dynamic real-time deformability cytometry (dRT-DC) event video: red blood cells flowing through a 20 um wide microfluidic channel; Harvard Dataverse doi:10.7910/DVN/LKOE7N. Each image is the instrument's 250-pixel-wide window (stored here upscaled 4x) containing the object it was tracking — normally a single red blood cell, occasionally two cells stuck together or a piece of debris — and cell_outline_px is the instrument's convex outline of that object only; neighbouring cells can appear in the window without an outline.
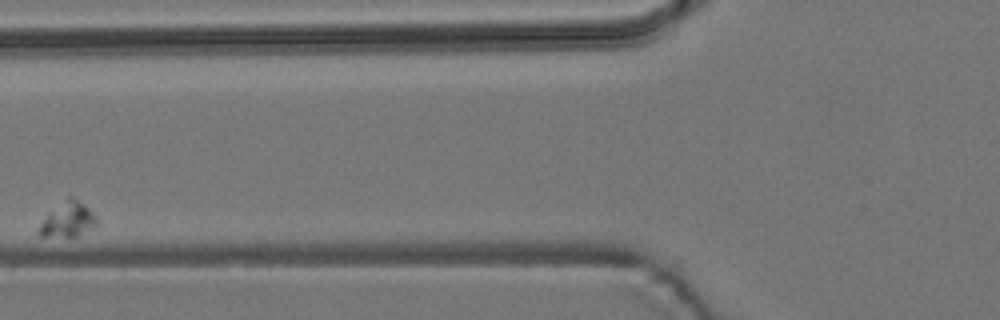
{"species": "common noctule bat (a hibernating species)", "species_latin": "Nyctalus noctula", "temperature_condition": "room temperature", "stored_images_in_passage": 10, "camera_frame_rate_fps": 3000, "um_per_image_px": 0.085, "animal": {"sex": "male", "body_mass_g": 19.2, "forearm_length_mm": 51.8}, "frame": {"image": 1, "passage_image": 6, "time_ms": 7.0, "image_size_px": [1000, 320], "cell_outline_px": [[96, 224], [76, 236], [40, 236], [36, 232], [40, 224], [48, 212], [68, 196], [72, 196], [84, 204], [96, 216]], "centroid_in_image_um": [5.71, 18.64], "position_along_channel_um": 120.1, "area_um2": 11.5}}
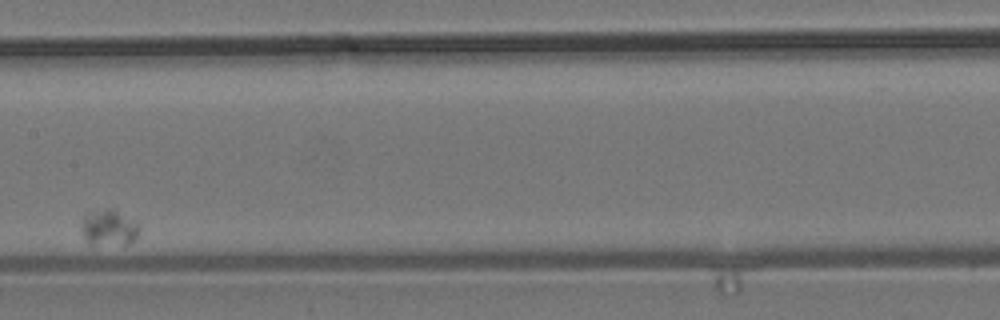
{"frame": {"image": 2, "passage_image": 9, "time_ms": 10.333, "image_size_px": [1000, 320], "cell_outline_px": [[140, 228], [136, 236], [128, 244], [88, 244], [84, 236], [84, 216], [108, 208], [116, 212], [136, 224]], "centroid_in_image_um": [9.26, 19.41], "position_along_channel_um": 198.1, "area_um2": 11.1}}